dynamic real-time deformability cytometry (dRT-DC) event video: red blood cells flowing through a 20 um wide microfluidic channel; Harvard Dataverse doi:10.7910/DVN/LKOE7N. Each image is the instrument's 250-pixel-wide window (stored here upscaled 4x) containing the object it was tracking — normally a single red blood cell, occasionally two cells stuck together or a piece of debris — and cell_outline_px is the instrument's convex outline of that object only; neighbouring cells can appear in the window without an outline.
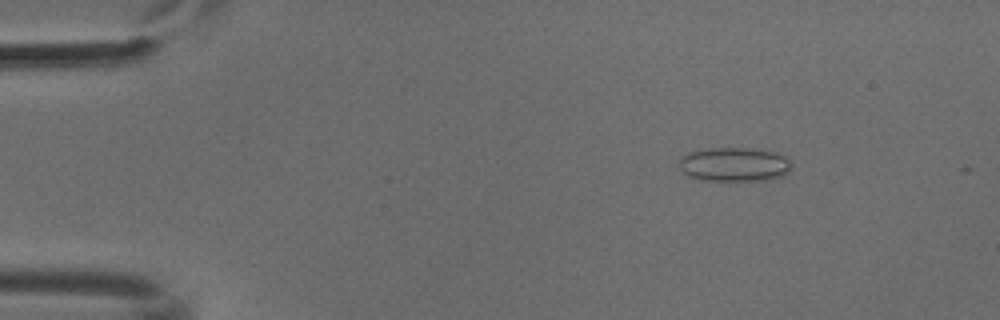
{"species": "common noctule bat (a hibernating species)", "species_latin": "Nyctalus noctula", "temperature_condition": "cold", "stored_images_in_passage": 52, "camera_frame_rate_fps": 3000, "um_per_image_px": 0.085, "animal": {"sex": "male", "body_mass_g": 18.8}, "frame": {"image": 1, "passage_image": 7, "time_ms": 2.0, "image_size_px": [1000, 320], "cell_outline_px": [[792, 168], [784, 176], [764, 180], [700, 180], [688, 176], [680, 172], [680, 160], [688, 152], [700, 148], [756, 148], [776, 152], [788, 156], [792, 164]], "centroid_in_image_um": [62.44, 13.96], "position_along_channel_um": 22.6, "area_um2": 22.83}}
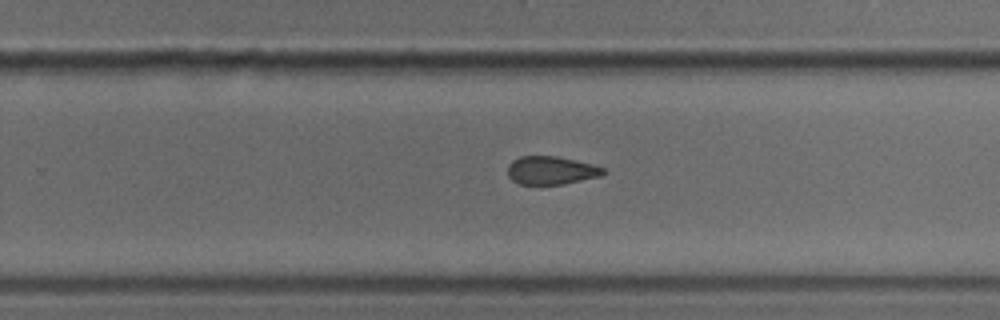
{"frame": {"image": 2, "passage_image": 33, "time_ms": 10.667, "image_size_px": [1000, 320], "cell_outline_px": [[604, 172], [600, 176], [564, 184], [520, 184], [512, 180], [508, 176], [508, 164], [512, 160], [520, 156], [556, 156], [592, 164], [604, 168]], "centroid_in_image_um": [46.81, 14.48], "position_along_channel_um": 283.0, "area_um2": 15.61}}
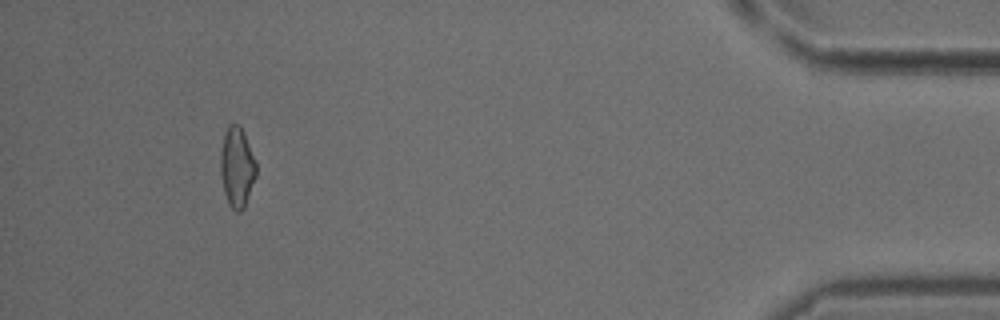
{"frame": {"image": 3, "passage_image": 48, "time_ms": 15.667, "image_size_px": [1000, 320], "cell_outline_px": [[256, 176], [244, 208], [240, 212], [236, 212], [228, 204], [224, 192], [220, 172], [220, 152], [224, 132], [228, 124], [240, 124], [244, 132], [256, 160]], "centroid_in_image_um": [20.13, 14.18], "position_along_channel_um": 415.1, "area_um2": 16.94}}